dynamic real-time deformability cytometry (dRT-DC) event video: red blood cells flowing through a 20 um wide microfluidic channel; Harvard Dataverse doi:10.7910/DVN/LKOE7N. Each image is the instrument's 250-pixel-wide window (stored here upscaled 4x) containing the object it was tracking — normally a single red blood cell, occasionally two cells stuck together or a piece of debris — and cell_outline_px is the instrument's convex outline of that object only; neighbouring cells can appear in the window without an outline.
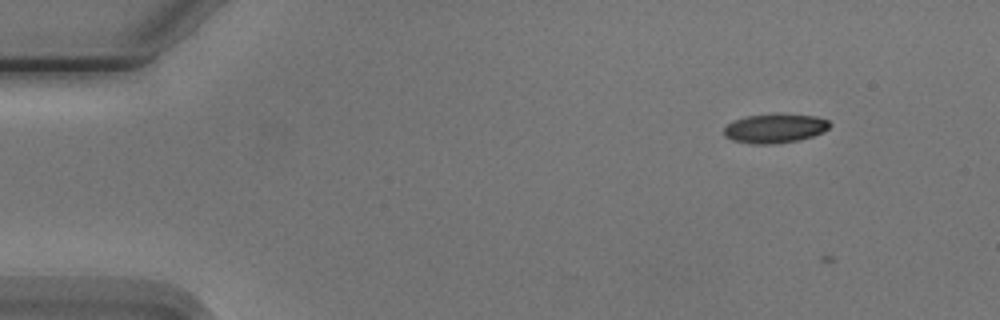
{"species": "Egyptian fruit bat (a non-hibernating species)", "species_latin": "Rousettus aegyptiacus", "temperature_condition": "cold", "stored_images_in_passage": 5, "camera_frame_rate_fps": 3000, "um_per_image_px": 0.085, "animal": {"sex": "male"}, "frame": {"image": 1, "passage_image": 2, "time_ms": 1.333, "image_size_px": [1000, 320], "cell_outline_px": [[832, 124], [824, 132], [812, 136], [796, 140], [768, 144], [752, 144], [732, 140], [724, 136], [724, 128], [732, 120], [744, 116], [772, 112], [776, 112], [816, 116], [828, 120]], "centroid_in_image_um": [65.85, 10.87], "position_along_channel_um": 19.2, "area_um2": 18.44}}
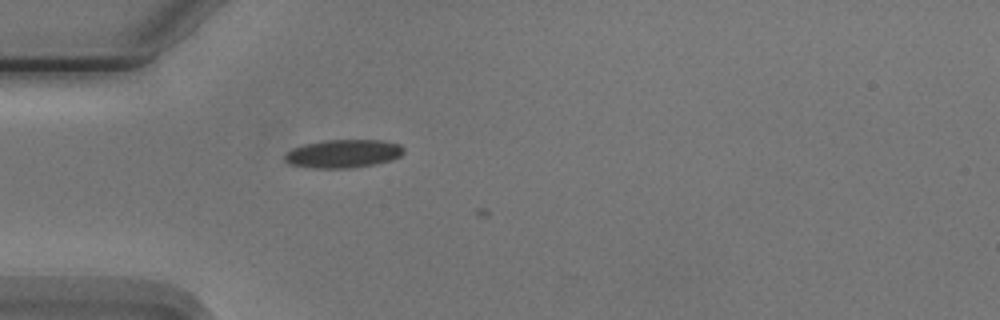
{"frame": {"image": 2, "passage_image": 5, "time_ms": 4.667, "image_size_px": [1000, 320], "cell_outline_px": [[404, 152], [400, 156], [392, 160], [372, 164], [348, 168], [312, 168], [288, 164], [284, 160], [284, 156], [292, 148], [304, 144], [324, 140], [380, 140], [400, 144], [404, 148]], "centroid_in_image_um": [29.16, 13.06], "position_along_channel_um": 55.8, "area_um2": 19.59}}